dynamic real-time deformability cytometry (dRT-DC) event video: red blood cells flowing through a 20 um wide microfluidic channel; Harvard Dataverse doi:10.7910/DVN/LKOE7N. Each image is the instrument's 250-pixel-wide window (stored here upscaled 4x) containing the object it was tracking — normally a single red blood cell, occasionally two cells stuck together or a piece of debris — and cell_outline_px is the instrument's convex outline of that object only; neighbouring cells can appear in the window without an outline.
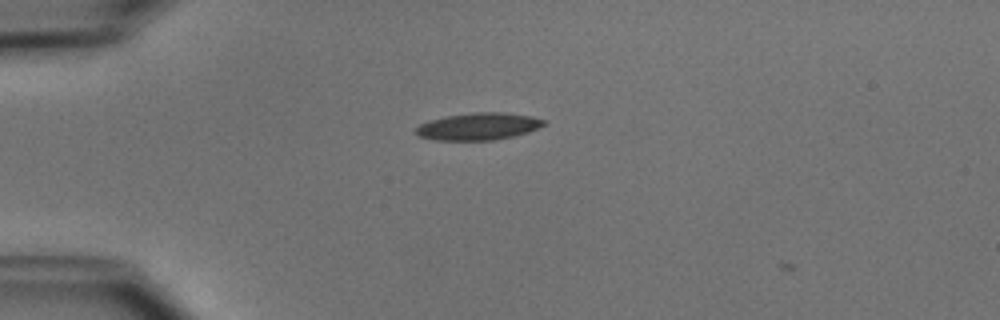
{"species": "common noctule bat (a hibernating species)", "species_latin": "Nyctalus noctula", "temperature_condition": "cold", "stored_images_in_passage": 9, "camera_frame_rate_fps": 3000, "um_per_image_px": 0.085, "animal": {"sex": "male", "body_mass_g": 15.6}, "frame": {"image": 1, "passage_image": 8, "time_ms": 2.333, "image_size_px": [1000, 320], "cell_outline_px": [[544, 124], [528, 132], [496, 140], [436, 140], [416, 136], [416, 128], [420, 124], [428, 120], [444, 116], [472, 112], [504, 112], [532, 116], [544, 120]], "centroid_in_image_um": [40.61, 10.74], "position_along_channel_um": 44.4, "area_um2": 20.29}}